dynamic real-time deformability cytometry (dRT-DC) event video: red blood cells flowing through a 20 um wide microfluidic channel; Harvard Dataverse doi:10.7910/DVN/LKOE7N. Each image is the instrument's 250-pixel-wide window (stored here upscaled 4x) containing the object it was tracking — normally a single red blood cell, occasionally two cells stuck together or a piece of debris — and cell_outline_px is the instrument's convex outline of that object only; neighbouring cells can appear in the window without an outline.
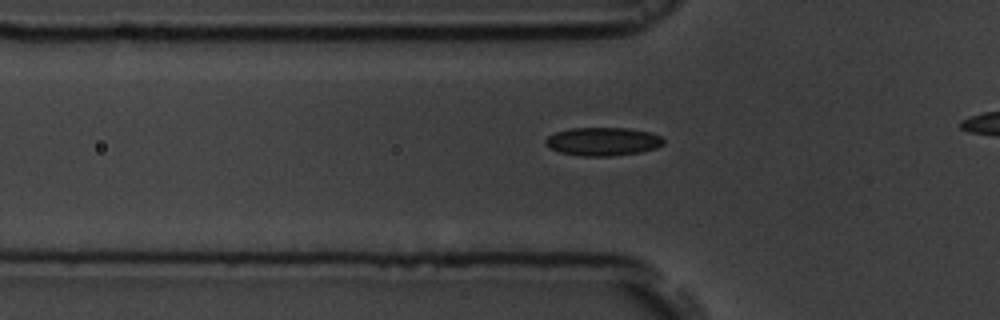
{"species": "common noctule bat (a hibernating species)", "species_latin": "Nyctalus noctula", "temperature_condition": "room temperature", "stored_images_in_passage": 36, "camera_frame_rate_fps": 3000, "um_per_image_px": 0.085, "animal": {"sex": "male", "body_mass_g": 19.5, "forearm_length_mm": 54.6}, "frame": {"image": 1, "passage_image": 9, "time_ms": 2.667, "image_size_px": [1000, 320], "cell_outline_px": [[664, 144], [656, 148], [640, 152], [612, 156], [580, 156], [560, 152], [548, 148], [544, 144], [544, 140], [548, 136], [556, 132], [572, 128], [628, 128], [648, 132], [660, 136], [664, 140]], "centroid_in_image_um": [51.21, 12.03], "position_along_channel_um": 74.6, "area_um2": 19.54}}
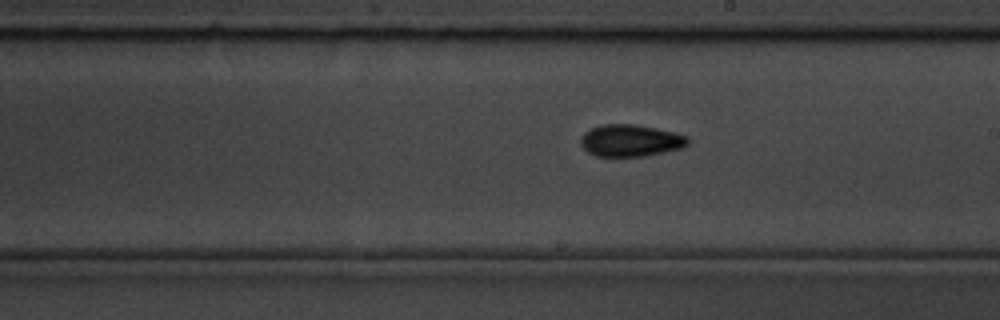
{"frame": {"image": 2, "passage_image": 22, "time_ms": 7.0, "image_size_px": [1000, 320], "cell_outline_px": [[688, 144], [684, 148], [644, 156], [596, 156], [588, 152], [580, 144], [580, 140], [584, 132], [600, 124], [636, 124], [676, 132], [688, 136]], "centroid_in_image_um": [53.61, 11.94], "position_along_channel_um": 235.4, "area_um2": 20.11}}
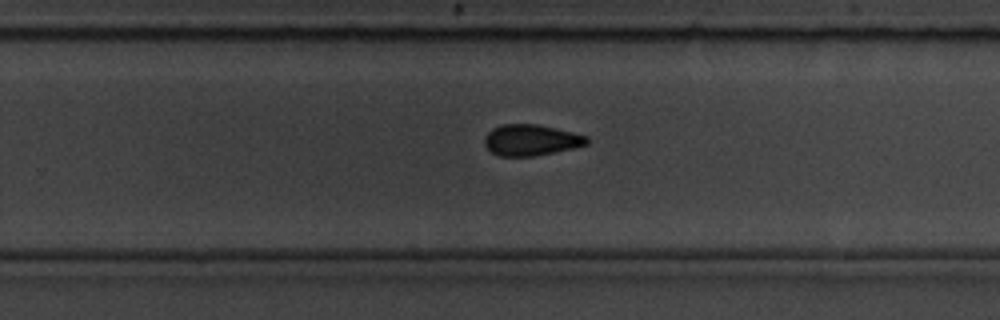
{"frame": {"image": 3, "passage_image": 26, "time_ms": 8.333, "image_size_px": [1000, 320], "cell_outline_px": [[588, 144], [572, 148], [532, 156], [500, 156], [492, 152], [484, 144], [484, 136], [492, 128], [500, 124], [536, 124], [556, 128], [588, 136]], "centroid_in_image_um": [45.11, 11.89], "position_along_channel_um": 284.7, "area_um2": 18.44}}